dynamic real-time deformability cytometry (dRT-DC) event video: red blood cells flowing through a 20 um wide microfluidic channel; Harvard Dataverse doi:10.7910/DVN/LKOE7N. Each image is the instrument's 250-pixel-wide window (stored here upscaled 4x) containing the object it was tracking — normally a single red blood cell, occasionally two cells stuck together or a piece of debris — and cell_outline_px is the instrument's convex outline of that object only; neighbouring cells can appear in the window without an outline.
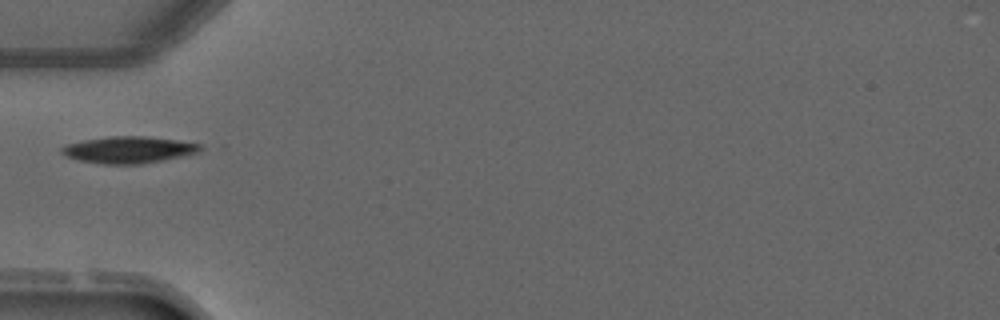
{"species": "common noctule bat (a hibernating species)", "species_latin": "Nyctalus noctula", "temperature_condition": "warm", "stored_images_in_passage": 1, "camera_frame_rate_fps": 3000, "um_per_image_px": 0.085, "animal": {"sex": "male", "forearm_length_mm": 52.5}, "frame": {"image": 1, "passage_image": 1, "time_ms": 0.0, "image_size_px": [1000, 320], "cell_outline_px": [[208, 148], [200, 152], [184, 156], [140, 164], [104, 164], [80, 160], [68, 156], [60, 152], [60, 148], [68, 144], [84, 140], [108, 136], [144, 136], [176, 140], [200, 144]], "centroid_in_image_um": [11.0, 12.73], "position_along_channel_um": 74.0, "area_um2": 21.56}}